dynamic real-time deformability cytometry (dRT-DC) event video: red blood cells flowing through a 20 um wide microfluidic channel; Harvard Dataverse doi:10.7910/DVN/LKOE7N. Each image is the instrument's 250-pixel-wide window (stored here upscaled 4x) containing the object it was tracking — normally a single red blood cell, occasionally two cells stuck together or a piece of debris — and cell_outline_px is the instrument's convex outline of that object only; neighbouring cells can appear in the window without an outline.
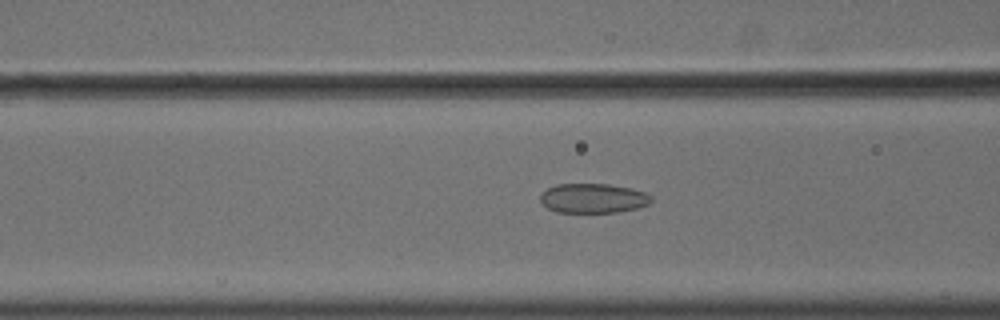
{"species": "common noctule bat (a hibernating species)", "species_latin": "Nyctalus noctula", "temperature_condition": "cold", "stored_images_in_passage": 48, "camera_frame_rate_fps": 3000, "um_per_image_px": 0.085, "animal": {"sex": "male", "body_mass_g": 18.8}, "frame": {"image": 1, "passage_image": 15, "time_ms": 4.667, "image_size_px": [1000, 320], "cell_outline_px": [[652, 200], [648, 204], [636, 208], [616, 212], [556, 212], [548, 208], [540, 200], [540, 192], [556, 184], [608, 184], [632, 188], [644, 192], [652, 196]], "centroid_in_image_um": [50.4, 16.84], "position_along_channel_um": 116.2, "area_um2": 19.07}}
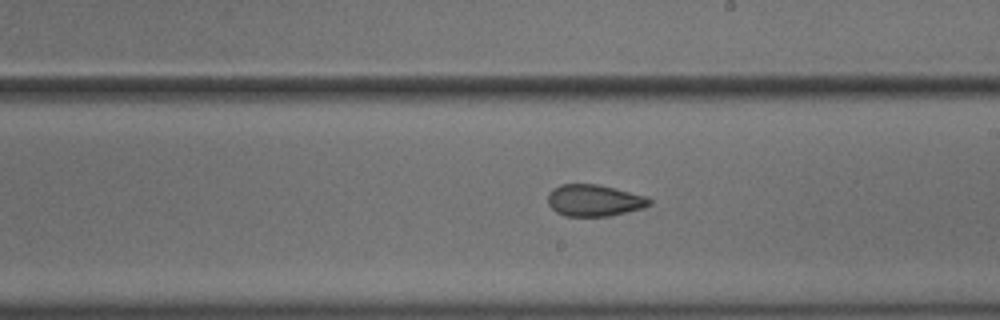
{"frame": {"image": 2, "passage_image": 25, "time_ms": 8.0, "image_size_px": [1000, 320], "cell_outline_px": [[652, 204], [644, 208], [608, 216], [564, 216], [556, 212], [548, 204], [548, 192], [552, 188], [560, 184], [596, 184], [648, 196], [652, 200]], "centroid_in_image_um": [50.51, 17.03], "position_along_channel_um": 238.5, "area_um2": 18.9}}
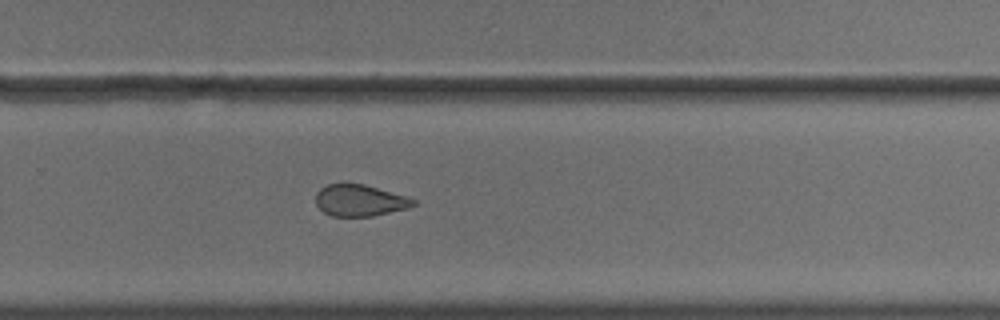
{"frame": {"image": 3, "passage_image": 30, "time_ms": 9.667, "image_size_px": [1000, 320], "cell_outline_px": [[416, 204], [408, 208], [372, 216], [332, 216], [324, 212], [316, 204], [316, 192], [320, 188], [328, 184], [364, 184], [404, 196], [416, 200]], "centroid_in_image_um": [30.56, 17.04], "position_along_channel_um": 299.2, "area_um2": 17.69}, "authors_computed_cell_mechanics": {"area_um2": 20.0277, "velocity_mm_per_s": 3.6624, "shape_relaxation_time_tau1_ms": null, "shape_relaxation_time_tau2_ms": 2.2355, "deformation_change_tau1": null, "deformation_change_tau2": 0.092}}